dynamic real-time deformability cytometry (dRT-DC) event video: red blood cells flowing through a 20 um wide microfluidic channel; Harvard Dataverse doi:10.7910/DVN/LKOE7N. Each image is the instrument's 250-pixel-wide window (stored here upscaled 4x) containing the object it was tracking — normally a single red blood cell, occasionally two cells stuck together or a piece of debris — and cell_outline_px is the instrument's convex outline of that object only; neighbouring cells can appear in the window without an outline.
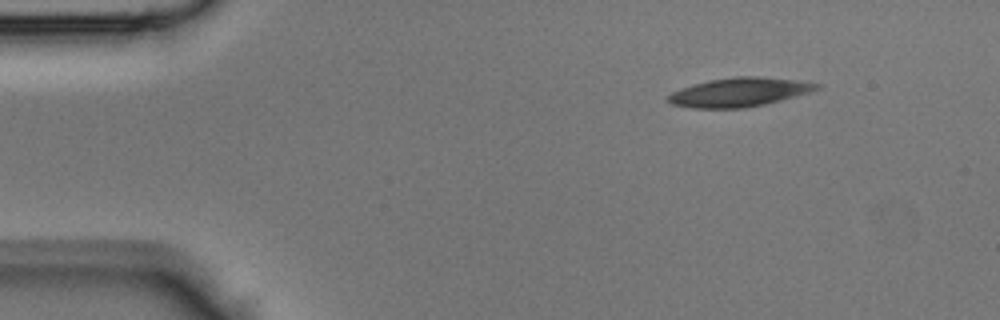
{"species": "Egyptian fruit bat (a non-hibernating species)", "species_latin": "Rousettus aegyptiacus", "temperature_condition": "room temperature", "stored_images_in_passage": 38, "camera_frame_rate_fps": 3000, "um_per_image_px": 0.085, "animal": {"sex": "male"}, "frame": {"image": 1, "passage_image": 1, "time_ms": 0.0, "image_size_px": [1000, 320], "cell_outline_px": [[820, 88], [808, 92], [780, 100], [764, 104], [744, 108], [692, 108], [672, 104], [668, 100], [668, 96], [672, 92], [696, 84], [712, 80], [736, 76], [760, 76], [796, 80], [820, 84]], "centroid_in_image_um": [62.85, 7.84], "position_along_channel_um": 22.2, "area_um2": 24.51}}
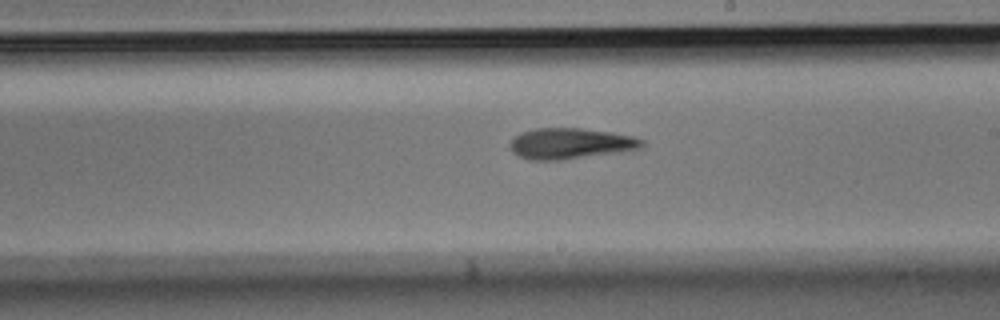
{"frame": {"image": 2, "passage_image": 20, "time_ms": 6.333, "image_size_px": [1000, 320], "cell_outline_px": [[644, 144], [640, 148], [620, 152], [560, 160], [528, 160], [512, 152], [508, 148], [508, 144], [520, 132], [536, 128], [580, 128], [612, 132], [632, 136], [644, 140]], "centroid_in_image_um": [48.46, 12.2], "position_along_channel_um": 240.5, "area_um2": 23.81}}
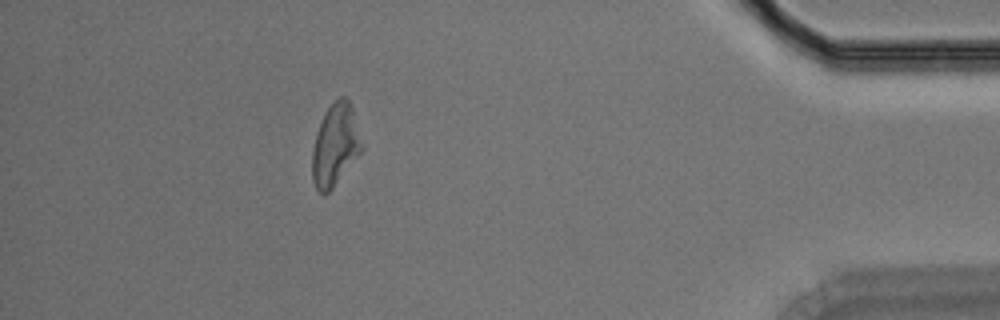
{"frame": {"image": 3, "passage_image": 34, "time_ms": 11.0, "image_size_px": [1000, 320], "cell_outline_px": [[364, 148], [332, 188], [324, 196], [316, 188], [312, 180], [312, 152], [316, 132], [328, 108], [340, 96], [344, 96], [352, 104], [364, 144]], "centroid_in_image_um": [28.52, 12.32], "position_along_channel_um": 406.7, "area_um2": 23.7}}